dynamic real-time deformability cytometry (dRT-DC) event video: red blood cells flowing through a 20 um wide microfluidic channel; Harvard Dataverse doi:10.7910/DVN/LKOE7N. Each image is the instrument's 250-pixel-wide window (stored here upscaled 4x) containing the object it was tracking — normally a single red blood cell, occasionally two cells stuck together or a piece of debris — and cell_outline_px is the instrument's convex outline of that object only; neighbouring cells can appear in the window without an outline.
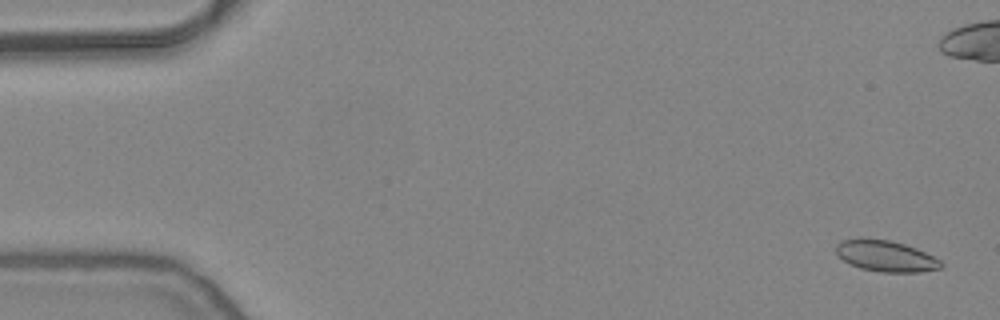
{"species": "common noctule bat (a hibernating species)", "species_latin": "Nyctalus noctula", "temperature_condition": "warm", "stored_images_in_passage": 55, "camera_frame_rate_fps": 3000, "um_per_image_px": 0.085, "animal": {"sex": "female", "body_mass_g": 24.6, "forearm_length_mm": 56.2}, "frame": {"image": 1, "passage_image": 2, "time_ms": 0.333, "image_size_px": [1000, 320], "cell_outline_px": [[944, 264], [940, 268], [920, 272], [880, 272], [860, 268], [848, 264], [836, 252], [836, 244], [840, 240], [888, 240], [904, 244], [916, 248], [940, 260]], "centroid_in_image_um": [75.3, 21.79], "position_along_channel_um": 9.7, "area_um2": 18.61}}
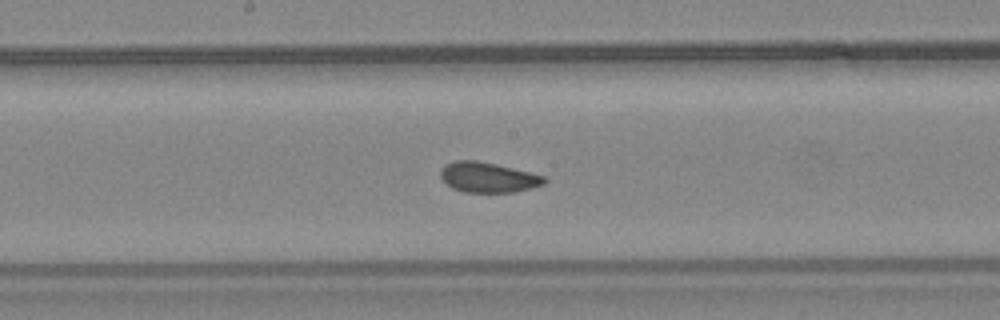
{"frame": {"image": 2, "passage_image": 28, "time_ms": 9.0, "image_size_px": [1000, 320], "cell_outline_px": [[548, 180], [544, 184], [532, 188], [516, 192], [464, 192], [452, 188], [440, 176], [440, 168], [444, 164], [452, 160], [476, 160], [496, 164], [532, 172], [544, 176]], "centroid_in_image_um": [41.49, 15.06], "position_along_channel_um": 206.7, "area_um2": 18.5}}
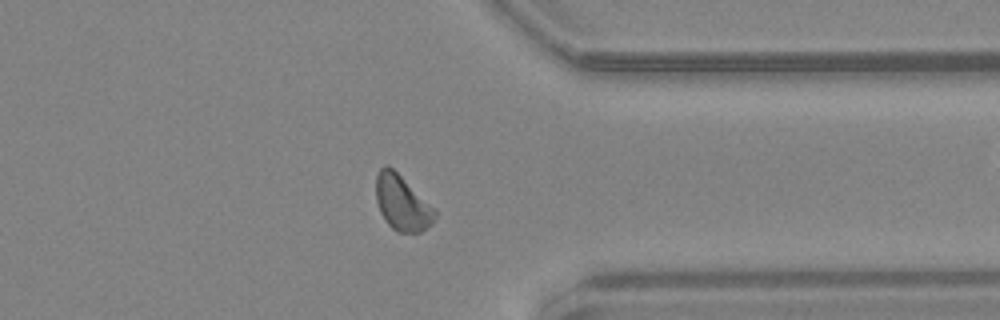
{"frame": {"image": 3, "passage_image": 42, "time_ms": 13.667, "image_size_px": [1000, 320], "cell_outline_px": [[436, 216], [432, 224], [420, 232], [396, 232], [384, 220], [380, 212], [376, 200], [376, 176], [380, 168], [384, 164], [388, 164], [436, 212]], "centroid_in_image_um": [34.12, 17.27], "position_along_channel_um": 377.3, "area_um2": 18.44}, "authors_computed_cell_mechanics": {"area_um2": 18.7272, "velocity_mm_per_s": 3.8165, "shape_relaxation_time_tau1_ms": 8.7007, "shape_relaxation_time_tau2_ms": 1.6875, "deformation_change_tau1": 0.1172, "deformation_change_tau2": 0.06}}